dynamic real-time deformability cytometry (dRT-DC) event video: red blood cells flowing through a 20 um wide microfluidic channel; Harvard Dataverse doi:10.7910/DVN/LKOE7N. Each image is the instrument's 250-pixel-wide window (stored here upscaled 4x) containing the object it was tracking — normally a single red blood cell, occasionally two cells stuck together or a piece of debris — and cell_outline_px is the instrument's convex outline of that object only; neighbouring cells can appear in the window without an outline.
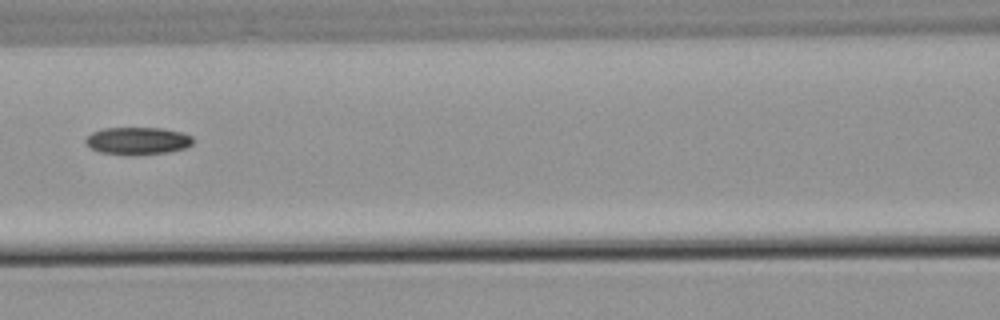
{"species": "common noctule bat (a hibernating species)", "species_latin": "Nyctalus noctula", "temperature_condition": "warm", "stored_images_in_passage": 6, "camera_frame_rate_fps": 3000, "um_per_image_px": 0.085, "animal": {"sex": "male", "body_mass_g": 21.5, "forearm_length_mm": 52.0}, "frame": {"image": 1, "passage_image": 5, "time_ms": 5.0, "image_size_px": [1000, 320], "cell_outline_px": [[192, 144], [184, 148], [168, 152], [100, 152], [84, 144], [84, 140], [92, 132], [104, 128], [160, 128], [180, 132], [192, 136]], "centroid_in_image_um": [11.68, 11.92], "position_along_channel_um": 154.9, "area_um2": 16.24}}
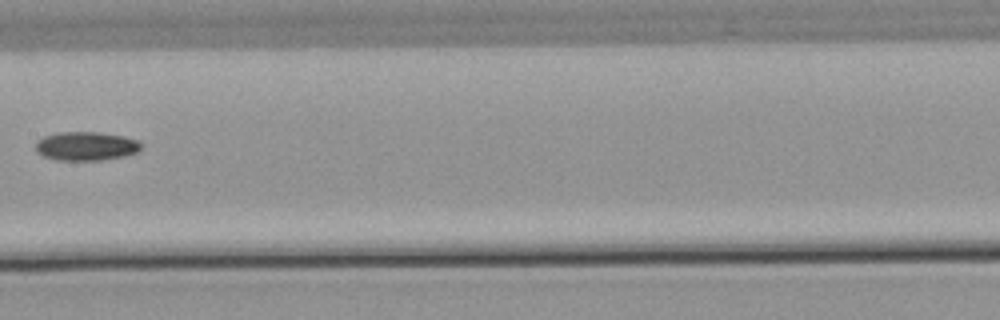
{"frame": {"image": 2, "passage_image": 6, "time_ms": 6.0, "image_size_px": [1000, 320], "cell_outline_px": [[140, 148], [136, 152], [124, 156], [100, 160], [56, 160], [44, 156], [36, 152], [36, 140], [44, 136], [60, 132], [100, 132], [124, 136], [140, 140]], "centroid_in_image_um": [7.3, 12.41], "position_along_channel_um": 200.1, "area_um2": 17.74}}